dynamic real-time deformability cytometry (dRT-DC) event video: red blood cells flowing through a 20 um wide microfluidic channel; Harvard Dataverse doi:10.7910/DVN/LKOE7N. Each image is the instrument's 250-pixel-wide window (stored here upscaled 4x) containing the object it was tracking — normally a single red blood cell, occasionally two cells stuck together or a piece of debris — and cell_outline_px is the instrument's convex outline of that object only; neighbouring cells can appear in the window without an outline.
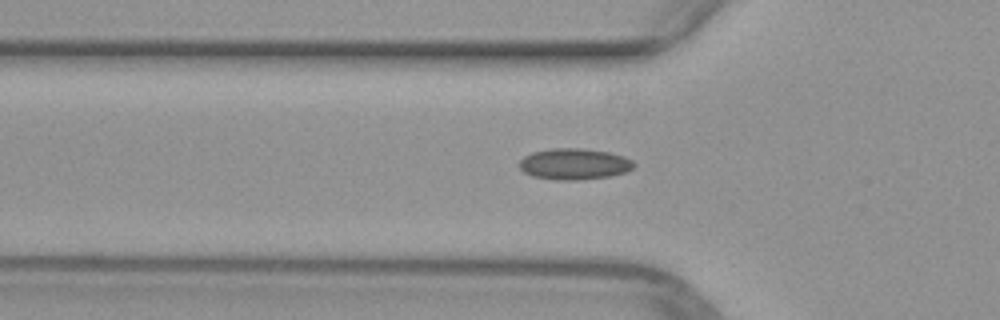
{"species": "common noctule bat (a hibernating species)", "species_latin": "Nyctalus noctula", "temperature_condition": "warm", "stored_images_in_passage": 38, "camera_frame_rate_fps": 3000, "um_per_image_px": 0.085, "animal": {"sex": "female", "body_mass_g": 29.2, "forearm_length_mm": 56.3}, "frame": {"image": 1, "passage_image": 5, "time_ms": 1.333, "image_size_px": [1000, 320], "cell_outline_px": [[636, 164], [632, 168], [624, 172], [608, 176], [580, 180], [556, 180], [532, 176], [524, 172], [520, 168], [520, 160], [524, 156], [532, 152], [548, 148], [584, 148], [608, 152], [624, 156], [632, 160]], "centroid_in_image_um": [48.79, 13.93], "position_along_channel_um": 77.0, "area_um2": 20.87}}
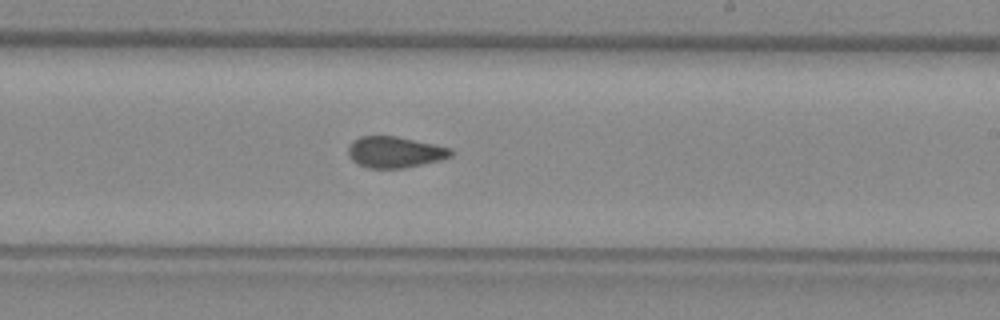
{"frame": {"image": 2, "passage_image": 18, "time_ms": 5.667, "image_size_px": [1000, 320], "cell_outline_px": [[452, 156], [440, 160], [404, 168], [368, 168], [352, 160], [348, 156], [348, 148], [352, 140], [360, 136], [396, 136], [452, 148]], "centroid_in_image_um": [33.55, 12.92], "position_along_channel_um": 255.5, "area_um2": 18.61}}
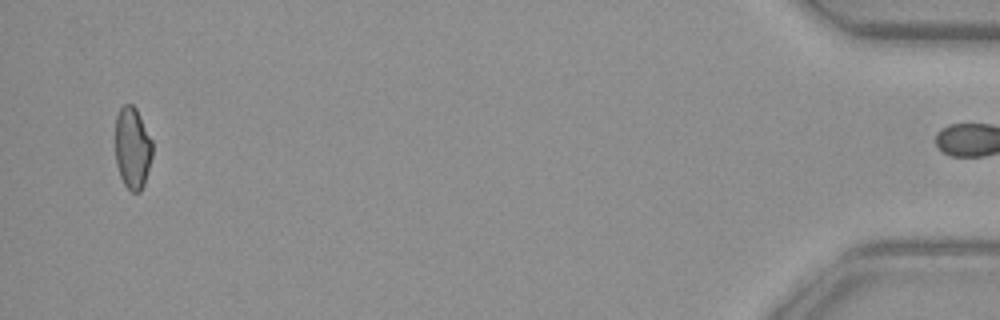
{"frame": {"image": 3, "passage_image": 37, "time_ms": 12.0, "image_size_px": [1000, 320], "cell_outline_px": [[152, 156], [144, 184], [140, 192], [132, 192], [124, 184], [120, 176], [116, 164], [116, 116], [120, 108], [124, 104], [132, 104], [136, 108], [152, 140]], "centroid_in_image_um": [11.26, 12.58], "position_along_channel_um": 423.9, "area_um2": 17.63}}